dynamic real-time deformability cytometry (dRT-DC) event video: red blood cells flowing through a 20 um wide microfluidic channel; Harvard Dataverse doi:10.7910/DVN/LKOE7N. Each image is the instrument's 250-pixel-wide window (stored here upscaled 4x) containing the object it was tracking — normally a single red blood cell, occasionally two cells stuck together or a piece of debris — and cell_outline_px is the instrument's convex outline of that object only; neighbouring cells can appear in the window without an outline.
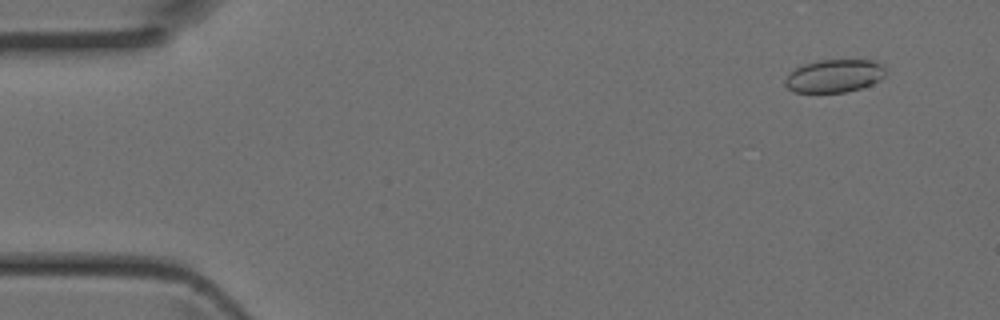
{"species": "Egyptian fruit bat (a non-hibernating species)", "species_latin": "Rousettus aegyptiacus", "temperature_condition": "room temperature", "stored_images_in_passage": 46, "camera_frame_rate_fps": 3000, "um_per_image_px": 0.085, "animal": {"sex": "female"}, "frame": {"image": 1, "passage_image": 4, "time_ms": 1.0, "image_size_px": [1000, 320], "cell_outline_px": [[884, 76], [880, 80], [872, 84], [848, 92], [792, 92], [784, 84], [784, 80], [788, 72], [804, 64], [816, 60], [872, 60], [884, 64]], "centroid_in_image_um": [70.9, 6.45], "position_along_channel_um": 14.1, "area_um2": 19.48}}
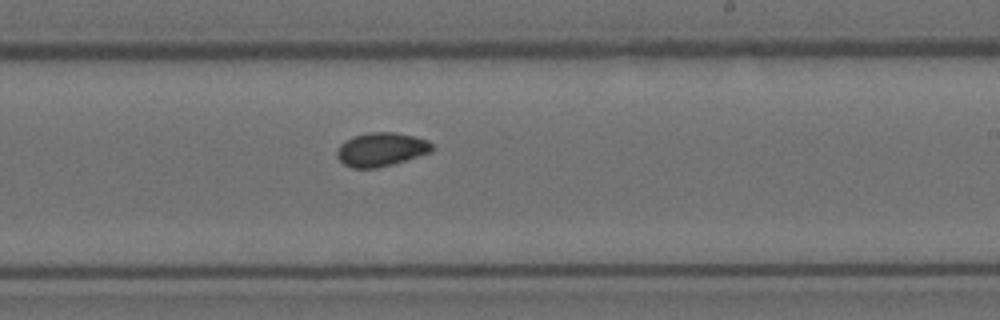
{"frame": {"image": 2, "passage_image": 27, "time_ms": 8.667, "image_size_px": [1000, 320], "cell_outline_px": [[432, 152], [392, 164], [376, 168], [352, 168], [344, 164], [336, 156], [336, 152], [340, 144], [352, 136], [368, 132], [396, 132], [416, 136], [428, 140], [432, 144]], "centroid_in_image_um": [32.39, 12.69], "position_along_channel_um": 256.6, "area_um2": 18.79}}
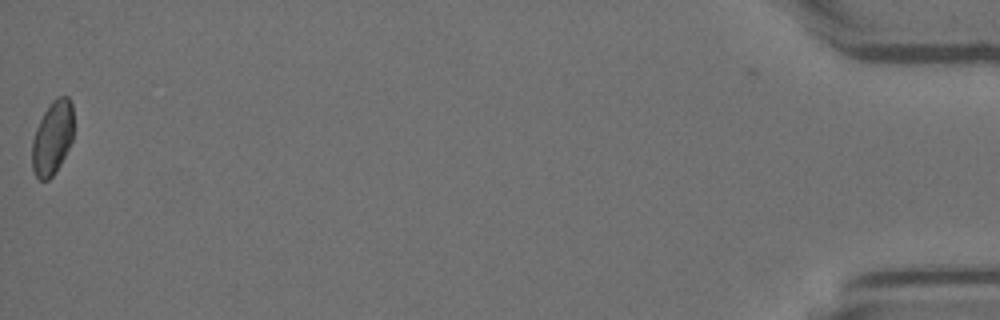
{"frame": {"image": 3, "passage_image": 45, "time_ms": 14.667, "image_size_px": [1000, 320], "cell_outline_px": [[72, 140], [56, 172], [48, 180], [40, 180], [36, 176], [32, 168], [32, 140], [36, 128], [44, 112], [52, 100], [56, 96], [68, 96], [72, 104]], "centroid_in_image_um": [4.44, 11.71], "position_along_channel_um": 430.8, "area_um2": 17.74}}